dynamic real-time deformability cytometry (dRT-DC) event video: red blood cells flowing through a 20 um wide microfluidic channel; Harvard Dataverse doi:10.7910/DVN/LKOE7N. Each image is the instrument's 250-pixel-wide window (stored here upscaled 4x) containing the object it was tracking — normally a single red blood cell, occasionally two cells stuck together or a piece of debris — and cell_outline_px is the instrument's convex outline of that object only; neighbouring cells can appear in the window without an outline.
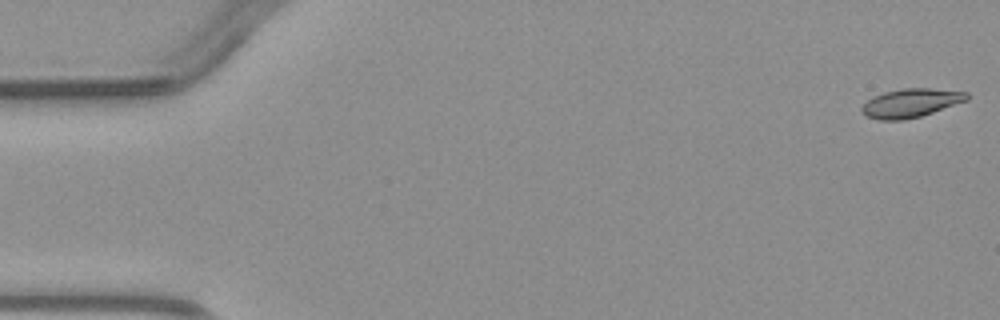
{"species": "common noctule bat (a hibernating species)", "species_latin": "Nyctalus noctula", "temperature_condition": "warm", "stored_images_in_passage": 5, "camera_frame_rate_fps": 3000, "um_per_image_px": 0.085, "animal": {"sex": "male", "body_mass_g": 23.1, "forearm_length_mm": 52.7}, "frame": {"image": 1, "passage_image": 1, "time_ms": 0.0, "image_size_px": [1000, 320], "cell_outline_px": [[968, 100], [920, 116], [904, 120], [880, 120], [868, 116], [860, 112], [860, 108], [872, 96], [884, 92], [904, 88], [932, 88], [968, 92]], "centroid_in_image_um": [77.4, 8.75], "position_along_channel_um": 7.6, "area_um2": 17.51}}
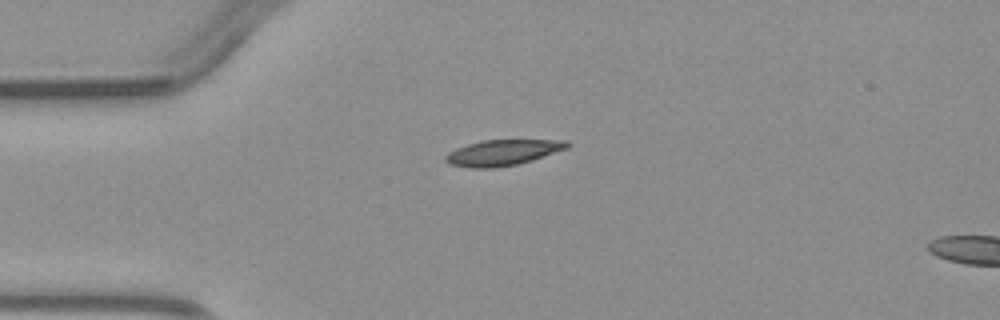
{"frame": {"image": 2, "passage_image": 4, "time_ms": 3.667, "image_size_px": [1000, 320], "cell_outline_px": [[572, 144], [568, 148], [532, 160], [516, 164], [496, 168], [468, 168], [448, 164], [444, 160], [444, 156], [448, 152], [456, 148], [480, 140], [568, 140]], "centroid_in_image_um": [42.7, 12.97], "position_along_channel_um": 42.3, "area_um2": 18.44}}